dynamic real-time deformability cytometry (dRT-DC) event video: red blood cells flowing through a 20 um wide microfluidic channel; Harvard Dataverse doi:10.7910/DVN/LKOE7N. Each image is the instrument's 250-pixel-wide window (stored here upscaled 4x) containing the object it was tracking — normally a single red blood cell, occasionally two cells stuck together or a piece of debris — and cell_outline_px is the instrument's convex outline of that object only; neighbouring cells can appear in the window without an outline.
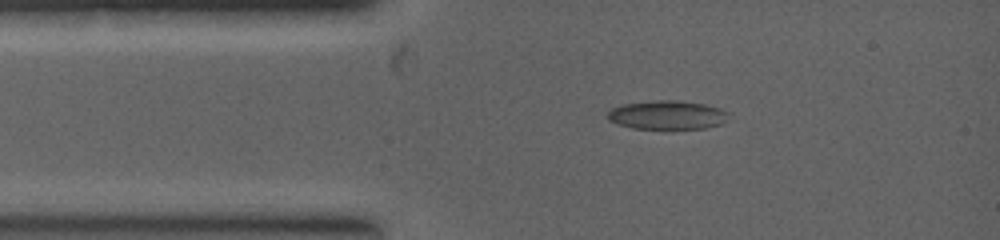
{"species": "common noctule bat (a hibernating species)", "species_latin": "Nyctalus noctula", "temperature_condition": "warm", "stored_images_in_passage": 5, "camera_frame_rate_fps": 5000, "um_per_image_px": 0.085, "animal": {"sex": "female", "body_mass_g": 19.0, "forearm_length_mm": 53.3}, "frame": {"image": 1, "passage_image": 2, "time_ms": 0.8, "image_size_px": [1000, 240], "cell_outline_px": [[728, 120], [720, 124], [704, 128], [672, 132], [632, 128], [616, 124], [608, 120], [608, 112], [612, 108], [620, 104], [656, 100], [680, 100], [704, 104], [720, 108], [728, 112]], "centroid_in_image_um": [56.71, 9.82], "position_along_channel_um": 28.3, "area_um2": 21.39}}
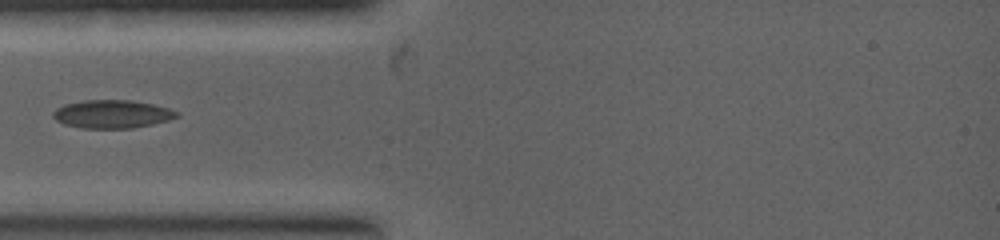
{"frame": {"image": 2, "passage_image": 4, "time_ms": 1.8, "image_size_px": [1000, 240], "cell_outline_px": [[180, 116], [168, 120], [152, 124], [132, 128], [80, 128], [64, 124], [56, 120], [52, 116], [52, 112], [56, 108], [64, 104], [84, 100], [132, 100], [152, 104], [168, 108], [180, 112]], "centroid_in_image_um": [9.52, 9.69], "position_along_channel_um": 75.5, "area_um2": 20.4}}